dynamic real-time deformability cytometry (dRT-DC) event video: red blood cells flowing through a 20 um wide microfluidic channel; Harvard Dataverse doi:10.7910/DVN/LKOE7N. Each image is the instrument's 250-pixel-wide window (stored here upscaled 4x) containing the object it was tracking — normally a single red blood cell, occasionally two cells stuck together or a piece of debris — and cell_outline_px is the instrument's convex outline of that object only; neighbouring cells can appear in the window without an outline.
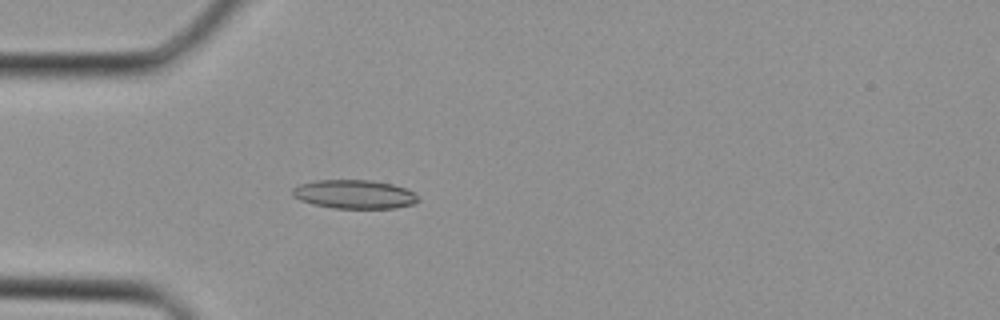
{"species": "Egyptian fruit bat (a non-hibernating species)", "species_latin": "Rousettus aegyptiacus", "temperature_condition": "cold", "stored_images_in_passage": 34, "camera_frame_rate_fps": 3000, "um_per_image_px": 0.085, "animal": {"sex": "female"}, "frame": {"image": 1, "passage_image": 9, "time_ms": 2.667, "image_size_px": [1000, 320], "cell_outline_px": [[420, 200], [416, 204], [396, 208], [332, 208], [312, 204], [300, 200], [292, 196], [292, 188], [300, 184], [316, 180], [372, 180], [392, 184], [404, 188], [412, 192]], "centroid_in_image_um": [30.11, 16.52], "position_along_channel_um": 54.9, "area_um2": 21.15}}
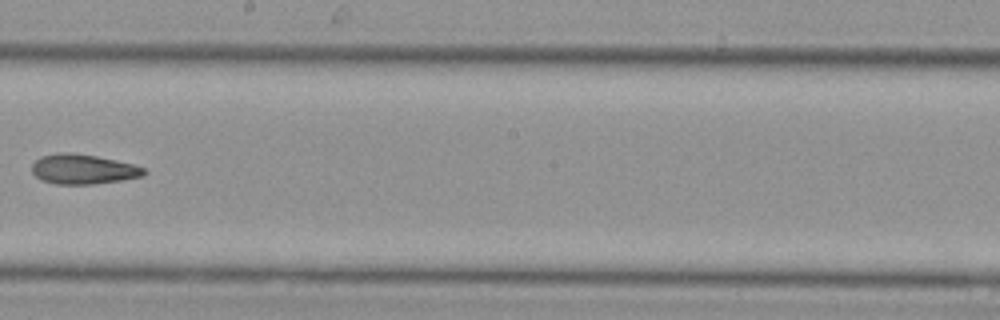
{"frame": {"image": 2, "passage_image": 19, "time_ms": 6.0, "image_size_px": [1000, 320], "cell_outline_px": [[148, 172], [144, 176], [120, 180], [92, 184], [56, 184], [40, 180], [32, 172], [32, 164], [40, 156], [56, 152], [72, 152], [96, 156], [116, 160], [132, 164], [144, 168]], "centroid_in_image_um": [7.04, 14.37], "position_along_channel_um": 241.2, "area_um2": 19.59}}
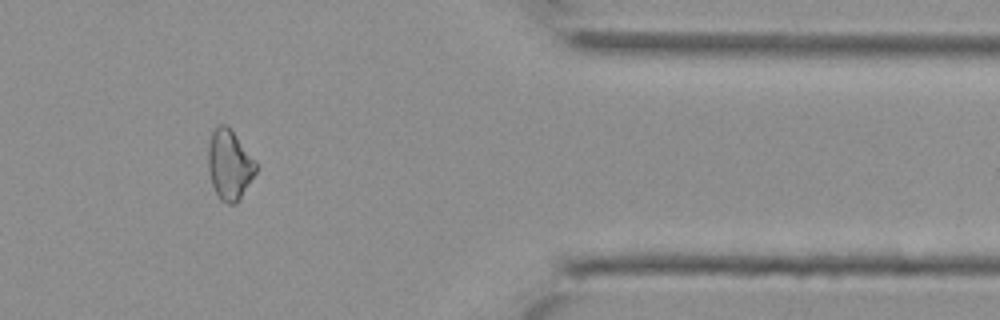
{"frame": {"image": 3, "passage_image": 28, "time_ms": 9.0, "image_size_px": [1000, 320], "cell_outline_px": [[256, 172], [240, 200], [236, 204], [228, 204], [220, 200], [212, 184], [208, 172], [208, 148], [212, 132], [220, 124], [224, 124], [232, 132], [256, 160]], "centroid_in_image_um": [19.5, 14.06], "position_along_channel_um": 391.9, "area_um2": 19.31}}